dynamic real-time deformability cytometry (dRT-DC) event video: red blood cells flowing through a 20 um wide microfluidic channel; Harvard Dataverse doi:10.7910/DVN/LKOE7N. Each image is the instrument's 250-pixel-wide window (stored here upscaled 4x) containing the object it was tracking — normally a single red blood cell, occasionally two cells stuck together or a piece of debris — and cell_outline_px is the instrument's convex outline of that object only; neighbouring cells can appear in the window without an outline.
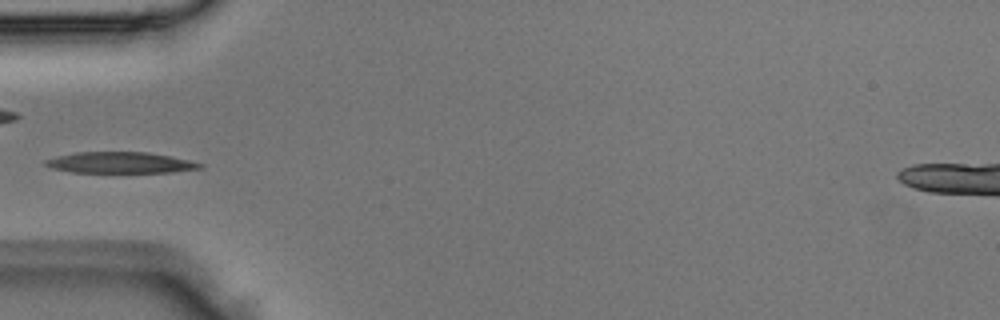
{"species": "Egyptian fruit bat (a non-hibernating species)", "species_latin": "Rousettus aegyptiacus", "temperature_condition": "room temperature", "stored_images_in_passage": 3, "camera_frame_rate_fps": 3000, "um_per_image_px": 0.085, "animal": {"sex": "male"}, "frame": {"image": 1, "passage_image": 3, "time_ms": 0.667, "image_size_px": [1000, 320], "cell_outline_px": [[204, 168], [172, 172], [72, 172], [52, 168], [44, 164], [44, 160], [76, 152], [148, 152], [188, 160], [204, 164]], "centroid_in_image_um": [10.25, 13.82], "position_along_channel_um": 74.8, "area_um2": 18.79}}